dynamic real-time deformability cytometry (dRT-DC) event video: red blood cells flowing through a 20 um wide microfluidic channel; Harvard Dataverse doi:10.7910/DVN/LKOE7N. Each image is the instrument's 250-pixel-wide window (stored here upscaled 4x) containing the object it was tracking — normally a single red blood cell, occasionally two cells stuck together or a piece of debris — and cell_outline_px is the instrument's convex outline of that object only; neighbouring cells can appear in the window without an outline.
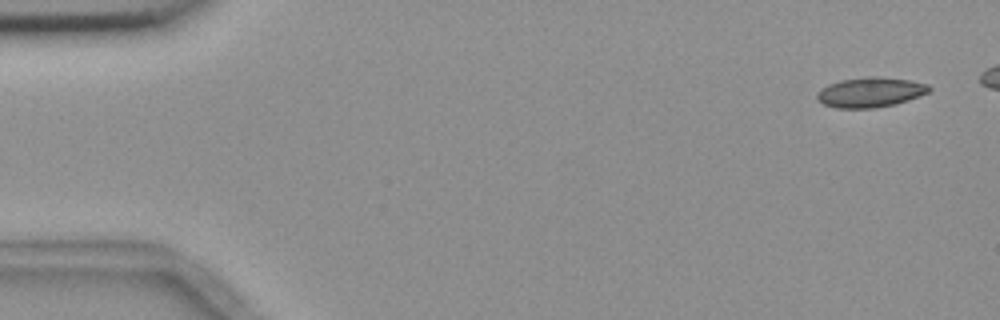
{"species": "common noctule bat (a hibernating species)", "species_latin": "Nyctalus noctula", "temperature_condition": "room temperature", "stored_images_in_passage": 6, "camera_frame_rate_fps": 3000, "um_per_image_px": 0.085, "animal": {"sex": "female", "body_mass_g": 18.4}, "frame": {"image": 1, "passage_image": 1, "time_ms": 0.0, "image_size_px": [1000, 320], "cell_outline_px": [[932, 88], [928, 92], [908, 100], [896, 104], [872, 108], [836, 108], [824, 104], [816, 100], [816, 92], [820, 88], [828, 84], [840, 80], [868, 76], [876, 76], [908, 80], [928, 84]], "centroid_in_image_um": [73.93, 7.84], "position_along_channel_um": 11.1, "area_um2": 19.65}}